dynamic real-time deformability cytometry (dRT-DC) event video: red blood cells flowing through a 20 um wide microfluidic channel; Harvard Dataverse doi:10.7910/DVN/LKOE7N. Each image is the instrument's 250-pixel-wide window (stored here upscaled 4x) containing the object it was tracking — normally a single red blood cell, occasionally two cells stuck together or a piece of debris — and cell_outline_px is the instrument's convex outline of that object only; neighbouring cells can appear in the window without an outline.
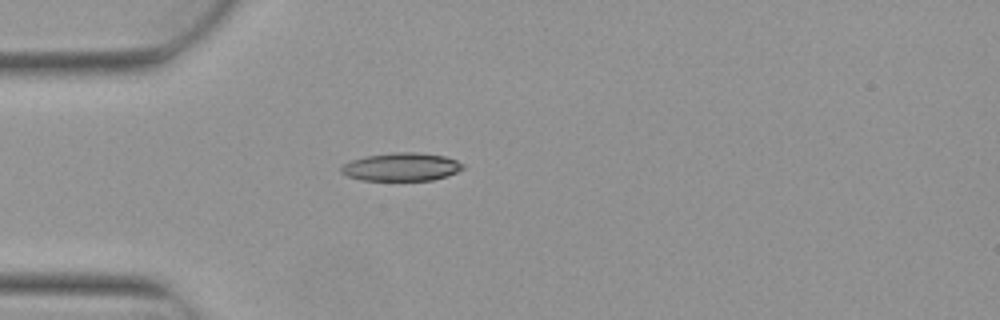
{"species": "Egyptian fruit bat (a non-hibernating species)", "species_latin": "Rousettus aegyptiacus", "temperature_condition": "warm", "stored_images_in_passage": 1, "camera_frame_rate_fps": 3000, "um_per_image_px": 0.085, "animal": {"sex": "female"}, "frame": {"image": 1, "passage_image": 1, "time_ms": 0.0, "image_size_px": [1000, 320], "cell_outline_px": [[464, 168], [448, 176], [432, 180], [360, 180], [348, 176], [340, 172], [340, 168], [344, 164], [352, 160], [364, 156], [392, 152], [416, 152], [444, 156], [456, 160], [464, 164]], "centroid_in_image_um": [34.11, 14.18], "position_along_channel_um": 50.9, "area_um2": 20.0}}